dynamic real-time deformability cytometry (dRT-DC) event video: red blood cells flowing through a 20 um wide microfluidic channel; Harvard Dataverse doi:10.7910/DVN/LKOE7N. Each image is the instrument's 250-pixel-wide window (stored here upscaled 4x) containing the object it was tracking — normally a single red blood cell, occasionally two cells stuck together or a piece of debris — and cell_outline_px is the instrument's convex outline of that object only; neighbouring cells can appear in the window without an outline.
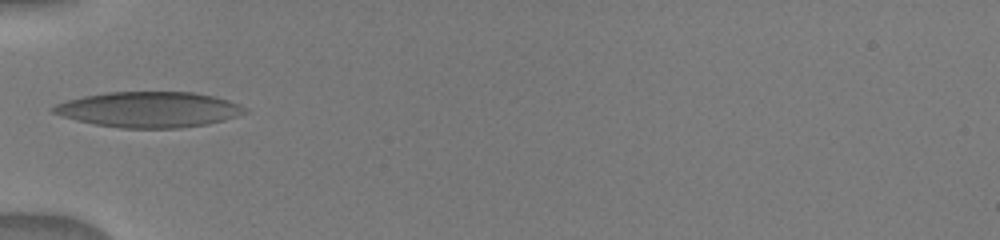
{"species": "human", "species_latin": "Homo sapiens", "temperature_condition": "warm", "stored_images_in_passage": 38, "camera_frame_rate_fps": 3000, "um_per_image_px": 0.085, "donor": {"sex": "male"}, "frame": {"image": 1, "passage_image": 1, "time_ms": 0.0, "image_size_px": [1000, 240], "cell_outline_px": [[248, 112], [224, 120], [208, 124], [180, 128], [124, 128], [96, 124], [76, 120], [52, 112], [48, 108], [56, 104], [68, 100], [84, 96], [108, 92], [192, 92], [212, 96], [228, 100], [240, 104], [248, 108]], "centroid_in_image_um": [12.69, 9.31], "position_along_channel_um": 72.3, "area_um2": 39.59}}
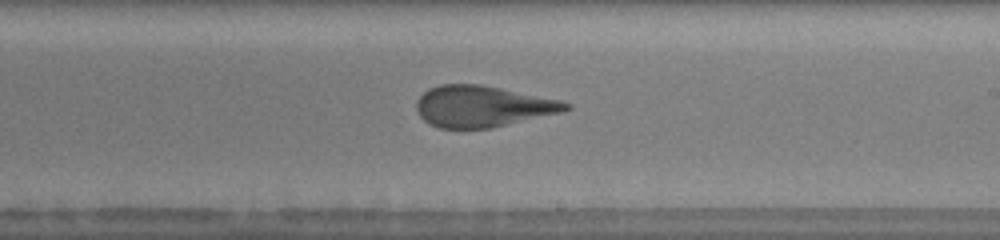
{"frame": {"image": 2, "passage_image": 16, "time_ms": 4.333, "image_size_px": [1000, 240], "cell_outline_px": [[572, 108], [560, 112], [492, 128], [440, 128], [424, 120], [420, 116], [416, 108], [416, 100], [428, 88], [440, 84], [480, 84], [560, 100], [572, 104]], "centroid_in_image_um": [41.0, 9.03], "position_along_channel_um": 248.0, "area_um2": 35.66}}
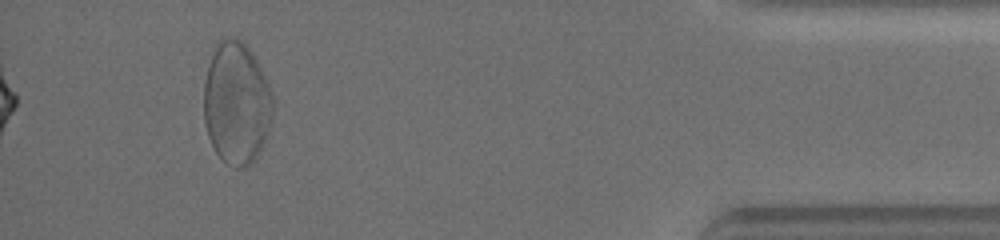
{"frame": {"image": 3, "passage_image": 35, "time_ms": 9.667, "image_size_px": [1000, 240], "cell_outline_px": [[276, 100], [272, 120], [268, 132], [256, 156], [248, 164], [240, 168], [236, 168], [228, 164], [216, 152], [208, 136], [204, 124], [204, 80], [216, 44], [220, 40], [228, 36], [236, 36], [248, 48], [256, 60]], "centroid_in_image_um": [20.11, 8.75], "position_along_channel_um": 415.1, "area_um2": 49.19}}